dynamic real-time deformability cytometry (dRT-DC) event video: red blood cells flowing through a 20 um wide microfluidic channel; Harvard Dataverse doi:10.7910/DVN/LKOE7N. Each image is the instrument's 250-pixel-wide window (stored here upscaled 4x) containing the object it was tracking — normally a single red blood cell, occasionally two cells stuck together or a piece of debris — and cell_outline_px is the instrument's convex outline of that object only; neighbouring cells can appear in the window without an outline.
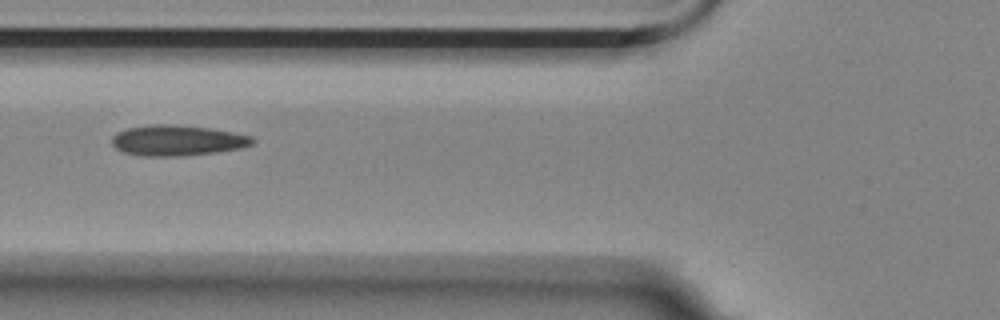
{"species": "Egyptian fruit bat (a non-hibernating species)", "species_latin": "Rousettus aegyptiacus", "temperature_condition": "room temperature", "stored_images_in_passage": 4, "camera_frame_rate_fps": 3000, "um_per_image_px": 0.085, "animal": {"sex": "female"}, "frame": {"image": 1, "passage_image": 2, "time_ms": 0.333, "image_size_px": [1000, 320], "cell_outline_px": [[256, 140], [252, 144], [240, 148], [216, 152], [184, 156], [140, 156], [124, 152], [116, 148], [112, 144], [112, 136], [116, 132], [128, 128], [152, 124], [172, 124], [208, 128], [232, 132], [252, 136]], "centroid_in_image_um": [15.05, 11.94], "position_along_channel_um": 110.7, "area_um2": 25.09}}
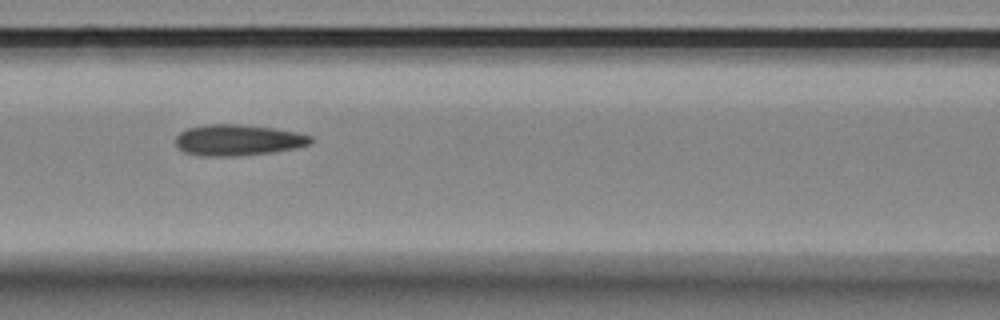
{"frame": {"image": 2, "passage_image": 3, "time_ms": 0.667, "image_size_px": [1000, 320], "cell_outline_px": [[316, 140], [312, 144], [296, 148], [272, 152], [236, 156], [200, 156], [184, 152], [176, 144], [176, 136], [180, 132], [188, 128], [204, 124], [240, 124], [272, 128], [296, 132], [312, 136]], "centroid_in_image_um": [20.26, 11.9], "position_along_channel_um": 146.3, "area_um2": 24.62}}
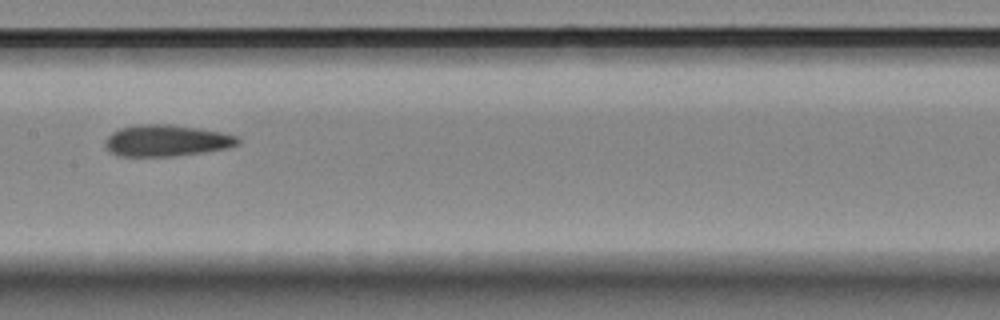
{"frame": {"image": 3, "passage_image": 4, "time_ms": 1.0, "image_size_px": [1000, 320], "cell_outline_px": [[240, 144], [228, 148], [204, 152], [176, 156], [120, 156], [112, 152], [104, 144], [104, 140], [112, 132], [120, 128], [136, 124], [172, 124], [200, 128], [240, 136]], "centroid_in_image_um": [14.19, 11.94], "position_along_channel_um": 193.2, "area_um2": 24.57}}